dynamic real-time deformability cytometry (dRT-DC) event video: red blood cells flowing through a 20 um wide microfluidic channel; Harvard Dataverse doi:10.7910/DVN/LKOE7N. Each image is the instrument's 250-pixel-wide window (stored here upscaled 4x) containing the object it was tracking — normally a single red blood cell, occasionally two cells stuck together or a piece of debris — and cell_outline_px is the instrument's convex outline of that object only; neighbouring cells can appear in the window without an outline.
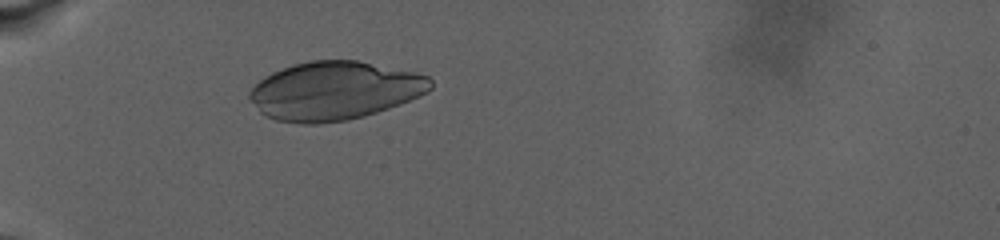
{"species": "human", "species_latin": "Homo sapiens", "temperature_condition": "warm", "stored_images_in_passage": 78, "camera_frame_rate_fps": 3000, "um_per_image_px": 0.085, "donor": {"sex": "male"}, "frame": {"image": 1, "passage_image": 29, "time_ms": 3.667, "image_size_px": [1000, 240], "cell_outline_px": [[432, 88], [408, 100], [388, 108], [364, 116], [348, 120], [316, 124], [300, 124], [276, 120], [264, 116], [260, 112], [248, 96], [248, 92], [264, 76], [272, 72], [292, 64], [312, 60], [356, 60], [412, 72], [428, 76], [432, 80]], "centroid_in_image_um": [28.37, 7.72], "position_along_channel_um": 56.6, "area_um2": 61.27}}
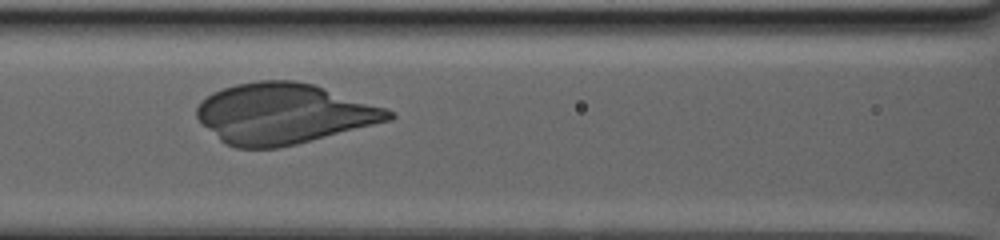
{"frame": {"image": 2, "passage_image": 63, "time_ms": 8.0, "image_size_px": [1000, 240], "cell_outline_px": [[396, 116], [392, 120], [296, 144], [276, 148], [236, 148], [224, 144], [196, 116], [196, 108], [200, 100], [212, 92], [236, 84], [256, 80], [296, 80], [312, 84], [396, 112]], "centroid_in_image_um": [24.08, 9.66], "position_along_channel_um": 142.5, "area_um2": 67.28}}
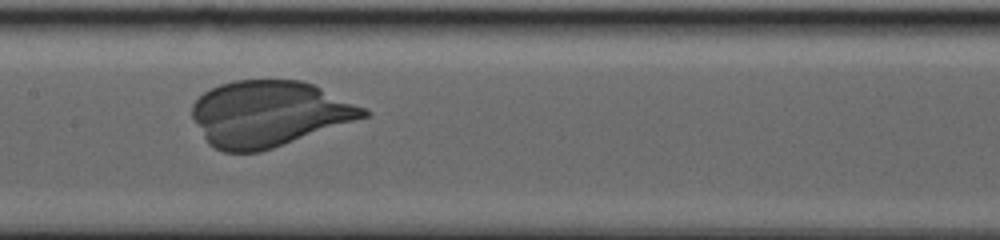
{"frame": {"image": 3, "passage_image": 77, "time_ms": 9.667, "image_size_px": [1000, 240], "cell_outline_px": [[372, 112], [368, 116], [260, 152], [224, 152], [208, 144], [192, 116], [192, 104], [204, 92], [220, 84], [232, 80], [300, 80], [312, 84], [368, 108]], "centroid_in_image_um": [22.87, 9.65], "position_along_channel_um": 184.5, "area_um2": 65.31}}